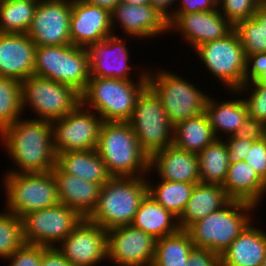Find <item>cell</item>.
Returning a JSON list of instances; mask_svg holds the SVG:
<instances>
[{
    "mask_svg": "<svg viewBox=\"0 0 266 266\" xmlns=\"http://www.w3.org/2000/svg\"><path fill=\"white\" fill-rule=\"evenodd\" d=\"M0 141L18 167L9 173H45L56 166L51 121L19 118L0 133Z\"/></svg>",
    "mask_w": 266,
    "mask_h": 266,
    "instance_id": "cell-1",
    "label": "cell"
},
{
    "mask_svg": "<svg viewBox=\"0 0 266 266\" xmlns=\"http://www.w3.org/2000/svg\"><path fill=\"white\" fill-rule=\"evenodd\" d=\"M96 152L111 176L146 177V173H149L150 158L141 149L128 122L104 121Z\"/></svg>",
    "mask_w": 266,
    "mask_h": 266,
    "instance_id": "cell-2",
    "label": "cell"
},
{
    "mask_svg": "<svg viewBox=\"0 0 266 266\" xmlns=\"http://www.w3.org/2000/svg\"><path fill=\"white\" fill-rule=\"evenodd\" d=\"M146 70V71H145ZM136 80L90 77L80 94L81 104L95 111L104 121L127 122L138 96L147 86V68Z\"/></svg>",
    "mask_w": 266,
    "mask_h": 266,
    "instance_id": "cell-3",
    "label": "cell"
},
{
    "mask_svg": "<svg viewBox=\"0 0 266 266\" xmlns=\"http://www.w3.org/2000/svg\"><path fill=\"white\" fill-rule=\"evenodd\" d=\"M143 177L112 176L100 189L96 208L88 219L105 230L131 225L142 199L148 193Z\"/></svg>",
    "mask_w": 266,
    "mask_h": 266,
    "instance_id": "cell-4",
    "label": "cell"
},
{
    "mask_svg": "<svg viewBox=\"0 0 266 266\" xmlns=\"http://www.w3.org/2000/svg\"><path fill=\"white\" fill-rule=\"evenodd\" d=\"M257 206L230 200L221 209L192 224L187 231L196 248H206L221 255L252 221L250 212Z\"/></svg>",
    "mask_w": 266,
    "mask_h": 266,
    "instance_id": "cell-5",
    "label": "cell"
},
{
    "mask_svg": "<svg viewBox=\"0 0 266 266\" xmlns=\"http://www.w3.org/2000/svg\"><path fill=\"white\" fill-rule=\"evenodd\" d=\"M147 85L159 97L173 127L205 112L209 95L175 73L165 69L147 72Z\"/></svg>",
    "mask_w": 266,
    "mask_h": 266,
    "instance_id": "cell-6",
    "label": "cell"
},
{
    "mask_svg": "<svg viewBox=\"0 0 266 266\" xmlns=\"http://www.w3.org/2000/svg\"><path fill=\"white\" fill-rule=\"evenodd\" d=\"M34 75L73 87L81 94L91 77L87 50L74 45L36 46Z\"/></svg>",
    "mask_w": 266,
    "mask_h": 266,
    "instance_id": "cell-7",
    "label": "cell"
},
{
    "mask_svg": "<svg viewBox=\"0 0 266 266\" xmlns=\"http://www.w3.org/2000/svg\"><path fill=\"white\" fill-rule=\"evenodd\" d=\"M6 174V175H5ZM2 179L8 212L20 219L33 211L59 203L53 171L45 173H5Z\"/></svg>",
    "mask_w": 266,
    "mask_h": 266,
    "instance_id": "cell-8",
    "label": "cell"
},
{
    "mask_svg": "<svg viewBox=\"0 0 266 266\" xmlns=\"http://www.w3.org/2000/svg\"><path fill=\"white\" fill-rule=\"evenodd\" d=\"M80 103L78 91L54 80L31 75L21 82L22 110L30 106L32 113L38 115L35 119L52 122L63 118Z\"/></svg>",
    "mask_w": 266,
    "mask_h": 266,
    "instance_id": "cell-9",
    "label": "cell"
},
{
    "mask_svg": "<svg viewBox=\"0 0 266 266\" xmlns=\"http://www.w3.org/2000/svg\"><path fill=\"white\" fill-rule=\"evenodd\" d=\"M127 122L134 130L141 149L149 158L173 144V126L159 97L148 85L138 96Z\"/></svg>",
    "mask_w": 266,
    "mask_h": 266,
    "instance_id": "cell-10",
    "label": "cell"
},
{
    "mask_svg": "<svg viewBox=\"0 0 266 266\" xmlns=\"http://www.w3.org/2000/svg\"><path fill=\"white\" fill-rule=\"evenodd\" d=\"M205 68L229 91L245 84L246 56L235 29L221 39L206 42L195 49Z\"/></svg>",
    "mask_w": 266,
    "mask_h": 266,
    "instance_id": "cell-11",
    "label": "cell"
},
{
    "mask_svg": "<svg viewBox=\"0 0 266 266\" xmlns=\"http://www.w3.org/2000/svg\"><path fill=\"white\" fill-rule=\"evenodd\" d=\"M104 120L81 103L52 124L53 147L57 153L96 150Z\"/></svg>",
    "mask_w": 266,
    "mask_h": 266,
    "instance_id": "cell-12",
    "label": "cell"
},
{
    "mask_svg": "<svg viewBox=\"0 0 266 266\" xmlns=\"http://www.w3.org/2000/svg\"><path fill=\"white\" fill-rule=\"evenodd\" d=\"M27 244L56 247L65 239L82 217L63 203L30 212L22 218Z\"/></svg>",
    "mask_w": 266,
    "mask_h": 266,
    "instance_id": "cell-13",
    "label": "cell"
},
{
    "mask_svg": "<svg viewBox=\"0 0 266 266\" xmlns=\"http://www.w3.org/2000/svg\"><path fill=\"white\" fill-rule=\"evenodd\" d=\"M60 243L56 248L73 266H96L108 259L107 230L88 218Z\"/></svg>",
    "mask_w": 266,
    "mask_h": 266,
    "instance_id": "cell-14",
    "label": "cell"
},
{
    "mask_svg": "<svg viewBox=\"0 0 266 266\" xmlns=\"http://www.w3.org/2000/svg\"><path fill=\"white\" fill-rule=\"evenodd\" d=\"M72 0H41L27 31L36 46L72 45Z\"/></svg>",
    "mask_w": 266,
    "mask_h": 266,
    "instance_id": "cell-15",
    "label": "cell"
},
{
    "mask_svg": "<svg viewBox=\"0 0 266 266\" xmlns=\"http://www.w3.org/2000/svg\"><path fill=\"white\" fill-rule=\"evenodd\" d=\"M155 242L151 235L132 225L107 230L108 262L117 266H152Z\"/></svg>",
    "mask_w": 266,
    "mask_h": 266,
    "instance_id": "cell-16",
    "label": "cell"
},
{
    "mask_svg": "<svg viewBox=\"0 0 266 266\" xmlns=\"http://www.w3.org/2000/svg\"><path fill=\"white\" fill-rule=\"evenodd\" d=\"M234 26L220 13L219 9L196 13H173L168 21V31L177 30L187 44L195 49L206 42L228 35Z\"/></svg>",
    "mask_w": 266,
    "mask_h": 266,
    "instance_id": "cell-17",
    "label": "cell"
},
{
    "mask_svg": "<svg viewBox=\"0 0 266 266\" xmlns=\"http://www.w3.org/2000/svg\"><path fill=\"white\" fill-rule=\"evenodd\" d=\"M122 37L113 34L101 42L86 48L89 58L90 76L132 80V66H129V49Z\"/></svg>",
    "mask_w": 266,
    "mask_h": 266,
    "instance_id": "cell-18",
    "label": "cell"
},
{
    "mask_svg": "<svg viewBox=\"0 0 266 266\" xmlns=\"http://www.w3.org/2000/svg\"><path fill=\"white\" fill-rule=\"evenodd\" d=\"M113 35L111 13L83 0H72L70 36L74 46L87 48Z\"/></svg>",
    "mask_w": 266,
    "mask_h": 266,
    "instance_id": "cell-19",
    "label": "cell"
},
{
    "mask_svg": "<svg viewBox=\"0 0 266 266\" xmlns=\"http://www.w3.org/2000/svg\"><path fill=\"white\" fill-rule=\"evenodd\" d=\"M116 23L130 38L133 36L139 39H150L162 35L164 32H169L167 20L150 4L132 5L120 2L111 12L113 34L116 33L114 32L117 27Z\"/></svg>",
    "mask_w": 266,
    "mask_h": 266,
    "instance_id": "cell-20",
    "label": "cell"
},
{
    "mask_svg": "<svg viewBox=\"0 0 266 266\" xmlns=\"http://www.w3.org/2000/svg\"><path fill=\"white\" fill-rule=\"evenodd\" d=\"M35 49L27 33L0 32V76L22 82L34 75Z\"/></svg>",
    "mask_w": 266,
    "mask_h": 266,
    "instance_id": "cell-21",
    "label": "cell"
},
{
    "mask_svg": "<svg viewBox=\"0 0 266 266\" xmlns=\"http://www.w3.org/2000/svg\"><path fill=\"white\" fill-rule=\"evenodd\" d=\"M158 172L159 179L190 184L200 183L198 156L173 144L153 154L149 172Z\"/></svg>",
    "mask_w": 266,
    "mask_h": 266,
    "instance_id": "cell-22",
    "label": "cell"
},
{
    "mask_svg": "<svg viewBox=\"0 0 266 266\" xmlns=\"http://www.w3.org/2000/svg\"><path fill=\"white\" fill-rule=\"evenodd\" d=\"M57 184L59 203L88 218L97 206L101 185L63 172L57 165L52 169Z\"/></svg>",
    "mask_w": 266,
    "mask_h": 266,
    "instance_id": "cell-23",
    "label": "cell"
},
{
    "mask_svg": "<svg viewBox=\"0 0 266 266\" xmlns=\"http://www.w3.org/2000/svg\"><path fill=\"white\" fill-rule=\"evenodd\" d=\"M252 221L220 255L221 266H262L266 255V233Z\"/></svg>",
    "mask_w": 266,
    "mask_h": 266,
    "instance_id": "cell-24",
    "label": "cell"
},
{
    "mask_svg": "<svg viewBox=\"0 0 266 266\" xmlns=\"http://www.w3.org/2000/svg\"><path fill=\"white\" fill-rule=\"evenodd\" d=\"M231 200H239L259 206L266 193V183L245 160L229 164L222 186Z\"/></svg>",
    "mask_w": 266,
    "mask_h": 266,
    "instance_id": "cell-25",
    "label": "cell"
},
{
    "mask_svg": "<svg viewBox=\"0 0 266 266\" xmlns=\"http://www.w3.org/2000/svg\"><path fill=\"white\" fill-rule=\"evenodd\" d=\"M230 200L221 185L197 183L178 218L180 229L187 230L192 224L224 207Z\"/></svg>",
    "mask_w": 266,
    "mask_h": 266,
    "instance_id": "cell-26",
    "label": "cell"
},
{
    "mask_svg": "<svg viewBox=\"0 0 266 266\" xmlns=\"http://www.w3.org/2000/svg\"><path fill=\"white\" fill-rule=\"evenodd\" d=\"M56 165L67 174L101 186L112 177L96 150L57 153Z\"/></svg>",
    "mask_w": 266,
    "mask_h": 266,
    "instance_id": "cell-27",
    "label": "cell"
},
{
    "mask_svg": "<svg viewBox=\"0 0 266 266\" xmlns=\"http://www.w3.org/2000/svg\"><path fill=\"white\" fill-rule=\"evenodd\" d=\"M131 225L156 240L174 234L180 229L178 218L148 193L142 199Z\"/></svg>",
    "mask_w": 266,
    "mask_h": 266,
    "instance_id": "cell-28",
    "label": "cell"
},
{
    "mask_svg": "<svg viewBox=\"0 0 266 266\" xmlns=\"http://www.w3.org/2000/svg\"><path fill=\"white\" fill-rule=\"evenodd\" d=\"M205 113L217 139H222L221 136L218 137V133H222V136L224 133L226 137L232 136L248 117L247 107L242 98L217 102L209 96Z\"/></svg>",
    "mask_w": 266,
    "mask_h": 266,
    "instance_id": "cell-29",
    "label": "cell"
},
{
    "mask_svg": "<svg viewBox=\"0 0 266 266\" xmlns=\"http://www.w3.org/2000/svg\"><path fill=\"white\" fill-rule=\"evenodd\" d=\"M216 139L205 112L173 127V145L191 153H200Z\"/></svg>",
    "mask_w": 266,
    "mask_h": 266,
    "instance_id": "cell-30",
    "label": "cell"
},
{
    "mask_svg": "<svg viewBox=\"0 0 266 266\" xmlns=\"http://www.w3.org/2000/svg\"><path fill=\"white\" fill-rule=\"evenodd\" d=\"M193 248L189 232L179 229L174 234L156 240L152 266H188Z\"/></svg>",
    "mask_w": 266,
    "mask_h": 266,
    "instance_id": "cell-31",
    "label": "cell"
},
{
    "mask_svg": "<svg viewBox=\"0 0 266 266\" xmlns=\"http://www.w3.org/2000/svg\"><path fill=\"white\" fill-rule=\"evenodd\" d=\"M197 156L201 183L223 186L229 168L228 149L225 141L216 139Z\"/></svg>",
    "mask_w": 266,
    "mask_h": 266,
    "instance_id": "cell-32",
    "label": "cell"
},
{
    "mask_svg": "<svg viewBox=\"0 0 266 266\" xmlns=\"http://www.w3.org/2000/svg\"><path fill=\"white\" fill-rule=\"evenodd\" d=\"M149 181L147 180L148 194L163 208L179 218L196 184L160 180V183L154 185Z\"/></svg>",
    "mask_w": 266,
    "mask_h": 266,
    "instance_id": "cell-33",
    "label": "cell"
},
{
    "mask_svg": "<svg viewBox=\"0 0 266 266\" xmlns=\"http://www.w3.org/2000/svg\"><path fill=\"white\" fill-rule=\"evenodd\" d=\"M37 5L31 0H0V32L27 33Z\"/></svg>",
    "mask_w": 266,
    "mask_h": 266,
    "instance_id": "cell-34",
    "label": "cell"
},
{
    "mask_svg": "<svg viewBox=\"0 0 266 266\" xmlns=\"http://www.w3.org/2000/svg\"><path fill=\"white\" fill-rule=\"evenodd\" d=\"M236 30L244 49L246 59L253 54L266 53L264 34V2L251 18L238 22Z\"/></svg>",
    "mask_w": 266,
    "mask_h": 266,
    "instance_id": "cell-35",
    "label": "cell"
},
{
    "mask_svg": "<svg viewBox=\"0 0 266 266\" xmlns=\"http://www.w3.org/2000/svg\"><path fill=\"white\" fill-rule=\"evenodd\" d=\"M23 115L21 82L0 76V133Z\"/></svg>",
    "mask_w": 266,
    "mask_h": 266,
    "instance_id": "cell-36",
    "label": "cell"
},
{
    "mask_svg": "<svg viewBox=\"0 0 266 266\" xmlns=\"http://www.w3.org/2000/svg\"><path fill=\"white\" fill-rule=\"evenodd\" d=\"M4 212H0V259L6 260L26 242L22 220L11 212Z\"/></svg>",
    "mask_w": 266,
    "mask_h": 266,
    "instance_id": "cell-37",
    "label": "cell"
},
{
    "mask_svg": "<svg viewBox=\"0 0 266 266\" xmlns=\"http://www.w3.org/2000/svg\"><path fill=\"white\" fill-rule=\"evenodd\" d=\"M252 86V88H250ZM251 89V93L247 89ZM249 92V98H243L248 116L256 120L262 121L266 125V83L261 82H249L245 83L238 90H232L231 93L240 94ZM240 92V93H238Z\"/></svg>",
    "mask_w": 266,
    "mask_h": 266,
    "instance_id": "cell-38",
    "label": "cell"
},
{
    "mask_svg": "<svg viewBox=\"0 0 266 266\" xmlns=\"http://www.w3.org/2000/svg\"><path fill=\"white\" fill-rule=\"evenodd\" d=\"M265 0H218L220 13L235 26L238 22L252 17Z\"/></svg>",
    "mask_w": 266,
    "mask_h": 266,
    "instance_id": "cell-39",
    "label": "cell"
},
{
    "mask_svg": "<svg viewBox=\"0 0 266 266\" xmlns=\"http://www.w3.org/2000/svg\"><path fill=\"white\" fill-rule=\"evenodd\" d=\"M42 246L25 243L18 248L6 261L9 266H41Z\"/></svg>",
    "mask_w": 266,
    "mask_h": 266,
    "instance_id": "cell-40",
    "label": "cell"
},
{
    "mask_svg": "<svg viewBox=\"0 0 266 266\" xmlns=\"http://www.w3.org/2000/svg\"><path fill=\"white\" fill-rule=\"evenodd\" d=\"M257 172L258 176L266 183V139L254 141L244 159Z\"/></svg>",
    "mask_w": 266,
    "mask_h": 266,
    "instance_id": "cell-41",
    "label": "cell"
},
{
    "mask_svg": "<svg viewBox=\"0 0 266 266\" xmlns=\"http://www.w3.org/2000/svg\"><path fill=\"white\" fill-rule=\"evenodd\" d=\"M266 83V53L250 55L246 60L245 83Z\"/></svg>",
    "mask_w": 266,
    "mask_h": 266,
    "instance_id": "cell-42",
    "label": "cell"
},
{
    "mask_svg": "<svg viewBox=\"0 0 266 266\" xmlns=\"http://www.w3.org/2000/svg\"><path fill=\"white\" fill-rule=\"evenodd\" d=\"M266 125L259 120L247 117L241 127L232 135L233 138L258 141L265 136Z\"/></svg>",
    "mask_w": 266,
    "mask_h": 266,
    "instance_id": "cell-43",
    "label": "cell"
},
{
    "mask_svg": "<svg viewBox=\"0 0 266 266\" xmlns=\"http://www.w3.org/2000/svg\"><path fill=\"white\" fill-rule=\"evenodd\" d=\"M253 143L254 141L251 140L228 136L225 140V144L228 149L229 164L244 160Z\"/></svg>",
    "mask_w": 266,
    "mask_h": 266,
    "instance_id": "cell-44",
    "label": "cell"
},
{
    "mask_svg": "<svg viewBox=\"0 0 266 266\" xmlns=\"http://www.w3.org/2000/svg\"><path fill=\"white\" fill-rule=\"evenodd\" d=\"M188 266H221L220 255L206 248L194 247L188 258Z\"/></svg>",
    "mask_w": 266,
    "mask_h": 266,
    "instance_id": "cell-45",
    "label": "cell"
},
{
    "mask_svg": "<svg viewBox=\"0 0 266 266\" xmlns=\"http://www.w3.org/2000/svg\"><path fill=\"white\" fill-rule=\"evenodd\" d=\"M179 8L176 6L174 13H196L207 12L218 9V0H178Z\"/></svg>",
    "mask_w": 266,
    "mask_h": 266,
    "instance_id": "cell-46",
    "label": "cell"
},
{
    "mask_svg": "<svg viewBox=\"0 0 266 266\" xmlns=\"http://www.w3.org/2000/svg\"><path fill=\"white\" fill-rule=\"evenodd\" d=\"M41 266H73L56 247L42 246Z\"/></svg>",
    "mask_w": 266,
    "mask_h": 266,
    "instance_id": "cell-47",
    "label": "cell"
},
{
    "mask_svg": "<svg viewBox=\"0 0 266 266\" xmlns=\"http://www.w3.org/2000/svg\"><path fill=\"white\" fill-rule=\"evenodd\" d=\"M150 5L160 14L162 15L167 22L173 17V13L176 7H173V4H178V0H149ZM171 8V9H170ZM173 9V10H172Z\"/></svg>",
    "mask_w": 266,
    "mask_h": 266,
    "instance_id": "cell-48",
    "label": "cell"
},
{
    "mask_svg": "<svg viewBox=\"0 0 266 266\" xmlns=\"http://www.w3.org/2000/svg\"><path fill=\"white\" fill-rule=\"evenodd\" d=\"M84 2L99 6L110 13L113 11V9L120 3V0H83Z\"/></svg>",
    "mask_w": 266,
    "mask_h": 266,
    "instance_id": "cell-49",
    "label": "cell"
},
{
    "mask_svg": "<svg viewBox=\"0 0 266 266\" xmlns=\"http://www.w3.org/2000/svg\"><path fill=\"white\" fill-rule=\"evenodd\" d=\"M120 2L132 4V5H148V4H150L149 0H120Z\"/></svg>",
    "mask_w": 266,
    "mask_h": 266,
    "instance_id": "cell-50",
    "label": "cell"
},
{
    "mask_svg": "<svg viewBox=\"0 0 266 266\" xmlns=\"http://www.w3.org/2000/svg\"><path fill=\"white\" fill-rule=\"evenodd\" d=\"M264 34H265V46H266V0L264 1Z\"/></svg>",
    "mask_w": 266,
    "mask_h": 266,
    "instance_id": "cell-51",
    "label": "cell"
},
{
    "mask_svg": "<svg viewBox=\"0 0 266 266\" xmlns=\"http://www.w3.org/2000/svg\"><path fill=\"white\" fill-rule=\"evenodd\" d=\"M262 266H266V255H265V257H264V261H263V263H262Z\"/></svg>",
    "mask_w": 266,
    "mask_h": 266,
    "instance_id": "cell-52",
    "label": "cell"
}]
</instances>
